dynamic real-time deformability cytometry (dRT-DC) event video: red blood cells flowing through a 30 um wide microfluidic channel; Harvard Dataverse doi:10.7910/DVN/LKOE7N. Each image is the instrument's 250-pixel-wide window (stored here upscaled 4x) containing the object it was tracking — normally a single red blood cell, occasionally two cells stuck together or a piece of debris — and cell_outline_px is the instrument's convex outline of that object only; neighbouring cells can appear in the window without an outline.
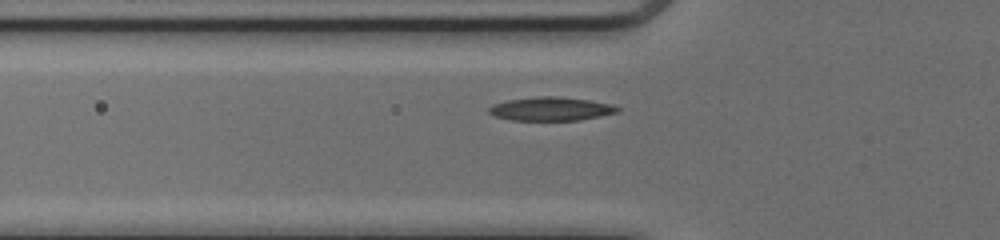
{"species": "common noctule bat (a hibernating species)", "species_latin": "Nyctalus noctula", "temperature_condition": "cold", "stored_images_in_passage": 37, "segment_of_instrument_passage": [1, 2], "camera_frame_rate_fps": 3000, "um_per_image_px": 0.085, "animal": {"sex": "female", "body_mass_g": 17.0, "forearm_length_mm": 48.0}, "frame": {"image": 1, "passage_image": 7, "time_ms": 2.0, "image_size_px": [1000, 240], "cell_outline_px": [[620, 112], [580, 120], [512, 120], [492, 116], [488, 112], [488, 108], [492, 104], [508, 100], [536, 96], [556, 96], [588, 100], [612, 104], [620, 108]], "centroid_in_image_um": [46.81, 9.25], "position_along_channel_um": 79.0, "area_um2": 17.8}}
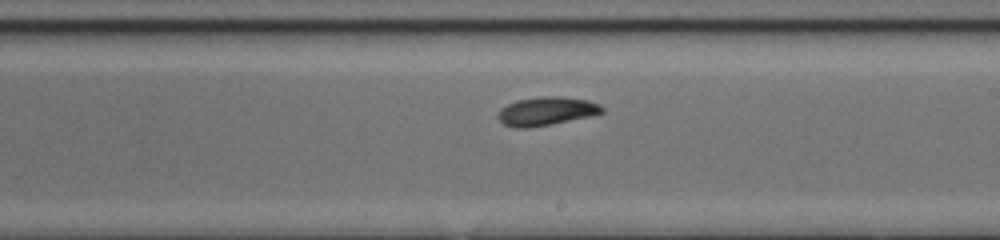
{"frame": {"image": 2, "passage_image": 19, "time_ms": 6.0, "image_size_px": [1000, 240], "cell_outline_px": [[604, 112], [588, 116], [552, 124], [528, 128], [516, 128], [504, 124], [496, 116], [500, 108], [516, 100], [540, 96], [560, 96], [588, 100], [600, 104], [604, 108]], "centroid_in_image_um": [46.42, 9.44], "position_along_channel_um": 242.6, "area_um2": 17.34}}
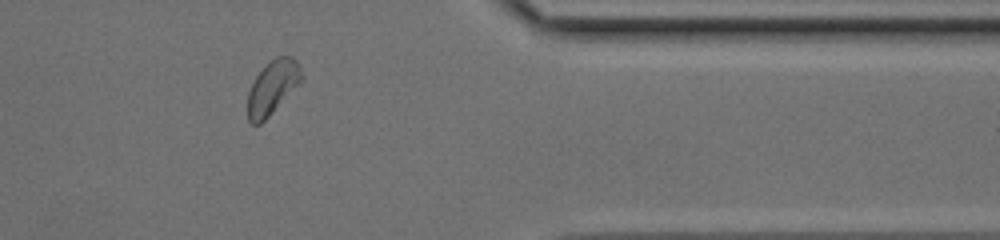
{"frame": {"image": 3, "passage_image": 31, "time_ms": 10.0, "image_size_px": [1000, 240], "cell_outline_px": [[304, 76], [268, 116], [260, 124], [252, 124], [248, 120], [248, 92], [256, 76], [276, 56], [292, 56], [296, 60]], "centroid_in_image_um": [23.15, 7.41], "position_along_channel_um": 388.3, "area_um2": 16.13}}